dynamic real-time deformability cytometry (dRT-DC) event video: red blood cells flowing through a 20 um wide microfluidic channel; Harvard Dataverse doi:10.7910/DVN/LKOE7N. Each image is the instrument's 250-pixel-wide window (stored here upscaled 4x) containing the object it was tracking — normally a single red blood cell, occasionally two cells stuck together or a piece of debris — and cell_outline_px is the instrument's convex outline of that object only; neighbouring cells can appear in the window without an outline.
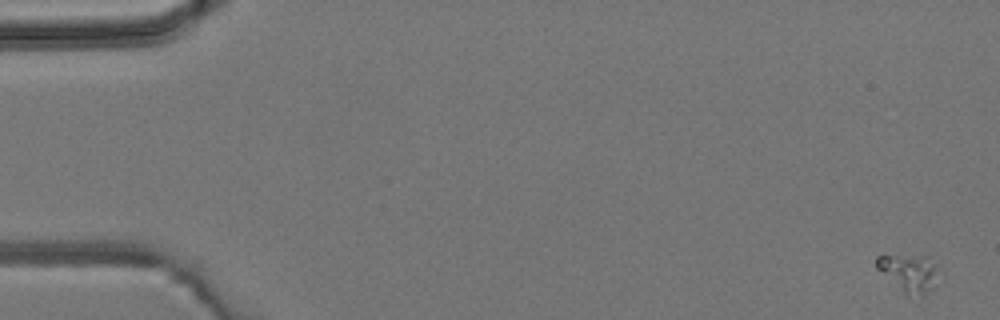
{"species": "common noctule bat (a hibernating species)", "species_latin": "Nyctalus noctula", "temperature_condition": "room temperature", "stored_images_in_passage": 5, "camera_frame_rate_fps": 3000, "um_per_image_px": 0.085, "animal": {"sex": "male", "body_mass_g": 19.2, "forearm_length_mm": 51.8}, "frame": {"image": 1, "passage_image": 1, "time_ms": 0.0, "image_size_px": [1000, 320], "cell_outline_px": [[936, 268], [932, 288], [924, 292], [908, 296], [876, 268], [876, 256], [928, 256], [936, 264]], "centroid_in_image_um": [77.21, 23.15], "position_along_channel_um": 7.8, "area_um2": 12.77}}